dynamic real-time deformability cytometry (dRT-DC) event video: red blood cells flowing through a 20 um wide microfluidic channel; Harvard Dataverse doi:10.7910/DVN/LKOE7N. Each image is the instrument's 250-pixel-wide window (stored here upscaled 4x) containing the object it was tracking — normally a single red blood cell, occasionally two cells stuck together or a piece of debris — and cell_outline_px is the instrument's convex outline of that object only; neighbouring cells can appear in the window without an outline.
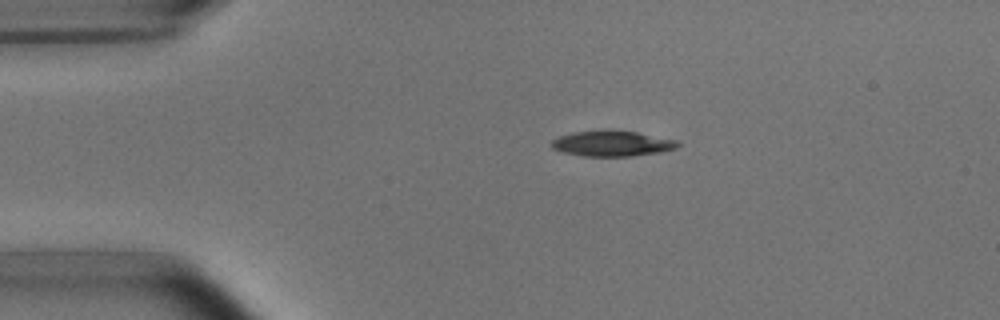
{"species": "common noctule bat (a hibernating species)", "species_latin": "Nyctalus noctula", "temperature_condition": "room temperature", "stored_images_in_passage": 3, "camera_frame_rate_fps": 3000, "um_per_image_px": 0.085, "animal": {"sex": "male", "body_mass_g": 15.6}, "frame": {"image": 1, "passage_image": 2, "time_ms": 1.0, "image_size_px": [1000, 320], "cell_outline_px": [[680, 144], [676, 148], [660, 152], [632, 156], [584, 156], [560, 152], [552, 148], [552, 140], [560, 136], [572, 132], [636, 132], [676, 140]], "centroid_in_image_um": [52.02, 12.23], "position_along_channel_um": 33.0, "area_um2": 18.15}}